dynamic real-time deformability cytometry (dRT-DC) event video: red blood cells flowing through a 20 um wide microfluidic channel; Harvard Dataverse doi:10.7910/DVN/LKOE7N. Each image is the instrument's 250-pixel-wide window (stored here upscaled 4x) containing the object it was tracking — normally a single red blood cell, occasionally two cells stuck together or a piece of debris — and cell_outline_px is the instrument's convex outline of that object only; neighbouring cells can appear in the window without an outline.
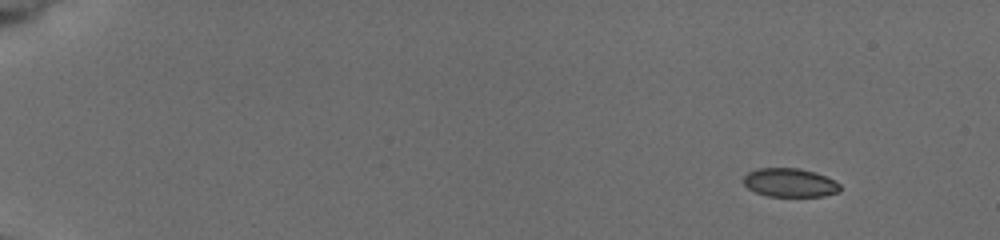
{"species": "common noctule bat (a hibernating species)", "species_latin": "Nyctalus noctula", "temperature_condition": "cold", "stored_images_in_passage": 7, "camera_frame_rate_fps": 3000, "um_per_image_px": 0.085, "animal": {"sex": "female", "body_mass_g": 19.5, "forearm_length_mm": 54.1}, "frame": {"image": 1, "passage_image": 1, "time_ms": 0.0, "image_size_px": [1000, 240], "cell_outline_px": [[840, 192], [824, 196], [768, 196], [756, 192], [748, 188], [744, 184], [744, 176], [748, 172], [760, 168], [800, 168], [816, 172], [840, 184]], "centroid_in_image_um": [67.15, 15.52], "position_along_channel_um": 17.9, "area_um2": 16.07}}
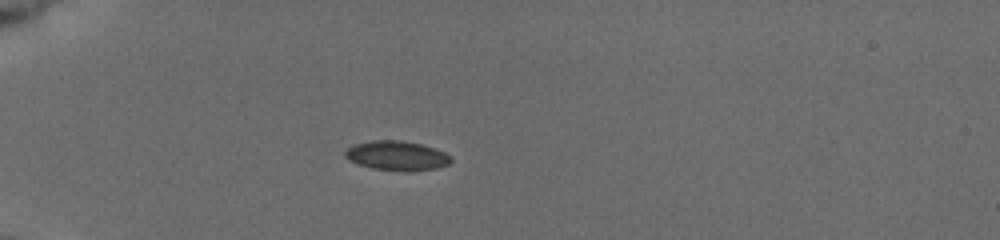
{"frame": {"image": 2, "passage_image": 5, "time_ms": 4.0, "image_size_px": [1000, 240], "cell_outline_px": [[452, 160], [448, 164], [436, 168], [408, 172], [372, 168], [356, 164], [348, 160], [344, 156], [344, 152], [352, 144], [372, 140], [400, 140], [420, 144], [444, 152], [452, 156]], "centroid_in_image_um": [33.69, 13.24], "position_along_channel_um": 51.3, "area_um2": 18.32}}
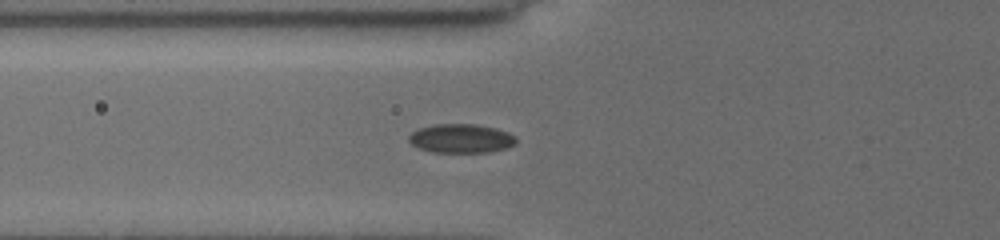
{"frame": {"image": 3, "passage_image": 7, "time_ms": 5.667, "image_size_px": [1000, 240], "cell_outline_px": [[516, 144], [508, 148], [488, 152], [432, 152], [420, 148], [412, 144], [408, 140], [408, 136], [412, 132], [420, 128], [436, 124], [472, 124], [496, 128], [508, 132], [516, 136]], "centroid_in_image_um": [39.22, 11.77], "position_along_channel_um": 86.6, "area_um2": 18.09}}